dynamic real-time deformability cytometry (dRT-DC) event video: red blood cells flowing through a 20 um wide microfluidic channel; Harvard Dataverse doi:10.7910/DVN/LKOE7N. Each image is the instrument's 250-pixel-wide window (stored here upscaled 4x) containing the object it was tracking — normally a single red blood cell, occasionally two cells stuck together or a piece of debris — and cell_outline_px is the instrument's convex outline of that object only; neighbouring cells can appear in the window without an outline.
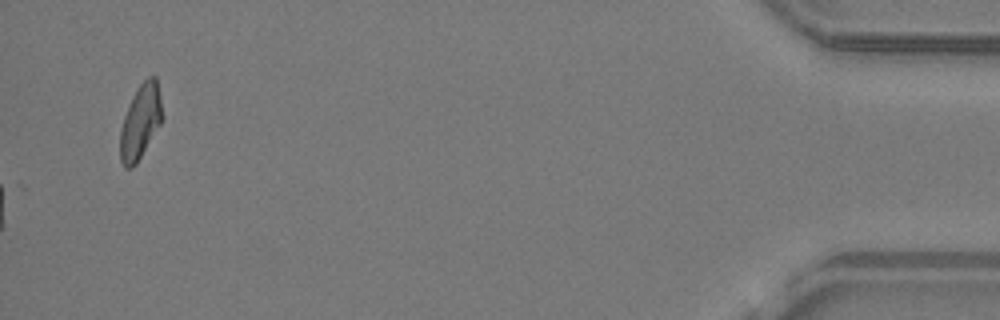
{"species": "common noctule bat (a hibernating species)", "species_latin": "Nyctalus noctula", "temperature_condition": "warm", "stored_images_in_passage": 38, "camera_frame_rate_fps": 3000, "um_per_image_px": 0.085, "animal": {"sex": "male", "body_mass_g": 19.2, "forearm_length_mm": 51.8}, "frame": {"image": 1, "passage_image": 38, "time_ms": 12.333, "image_size_px": [1000, 320], "cell_outline_px": [[164, 116], [160, 124], [136, 164], [132, 168], [124, 168], [120, 160], [120, 128], [128, 104], [132, 96], [140, 84], [148, 76], [156, 76]], "centroid_in_image_um": [11.93, 10.34], "position_along_channel_um": 423.3, "area_um2": 18.32}, "authors_computed_cell_mechanics": {"area_um2": 17.1088, "velocity_mm_per_s": 4.2066, "shape_relaxation_time_tau1_ms": null, "shape_relaxation_time_tau2_ms": 2.0919, "deformation_change_tau1": null, "deformation_change_tau2": 0.0789}}